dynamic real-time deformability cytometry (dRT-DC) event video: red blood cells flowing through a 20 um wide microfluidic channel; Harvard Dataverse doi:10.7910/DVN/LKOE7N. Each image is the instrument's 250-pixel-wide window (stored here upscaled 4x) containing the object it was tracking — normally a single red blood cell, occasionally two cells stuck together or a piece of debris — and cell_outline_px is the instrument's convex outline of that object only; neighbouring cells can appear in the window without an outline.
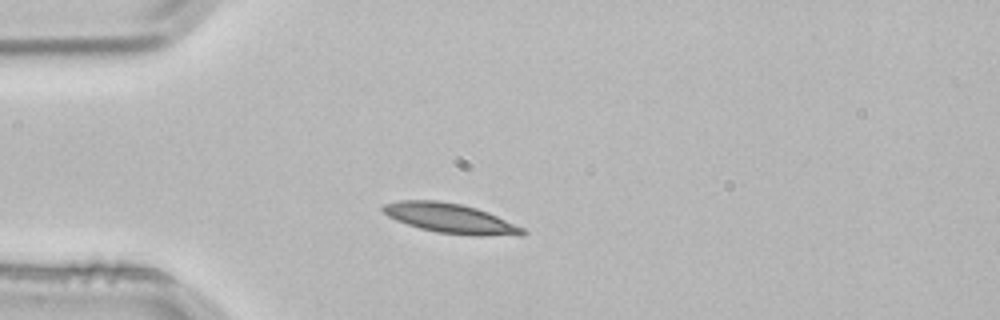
{"species": "common noctule bat (a hibernating species)", "species_latin": "Nyctalus noctula", "temperature_condition": "room temperature", "stored_images_in_passage": 1, "camera_frame_rate_fps": 3000, "um_per_image_px": 0.085, "animal": {"sex": "male", "body_mass_g": 21.5, "forearm_length_mm": 52.0}, "frame": {"image": 1, "passage_image": 1, "time_ms": 0.0, "image_size_px": [1000, 320], "cell_outline_px": [[528, 232], [524, 236], [472, 236], [436, 232], [420, 228], [396, 220], [388, 216], [380, 208], [380, 204], [400, 200], [436, 200], [460, 204], [476, 208], [488, 212], [524, 228]], "centroid_in_image_um": [38.3, 18.57], "position_along_channel_um": 46.7, "area_um2": 24.45}}